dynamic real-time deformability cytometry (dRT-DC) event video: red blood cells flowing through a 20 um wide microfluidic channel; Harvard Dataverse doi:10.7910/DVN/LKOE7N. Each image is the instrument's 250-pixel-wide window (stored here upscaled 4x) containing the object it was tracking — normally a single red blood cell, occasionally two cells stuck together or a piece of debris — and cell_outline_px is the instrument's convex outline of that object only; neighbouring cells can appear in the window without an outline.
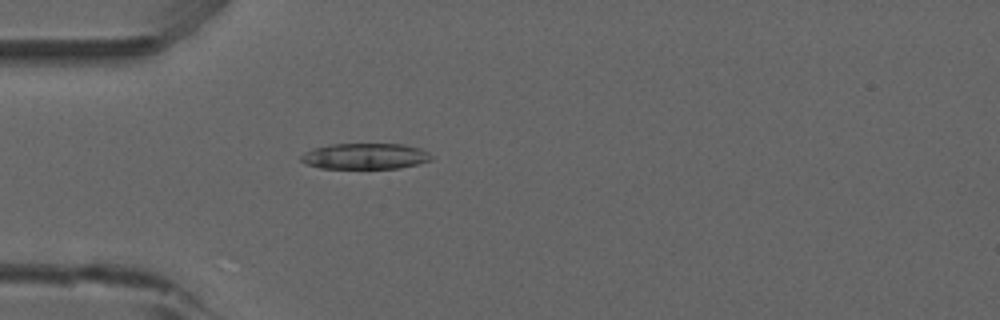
{"species": "common noctule bat (a hibernating species)", "species_latin": "Nyctalus noctula", "temperature_condition": "room temperature", "stored_images_in_passage": 52, "camera_frame_rate_fps": 3000, "um_per_image_px": 0.085, "animal": {"sex": "male", "forearm_length_mm": 52.5}, "frame": {"image": 1, "passage_image": 15, "time_ms": 4.667, "image_size_px": [1000, 320], "cell_outline_px": [[432, 160], [400, 168], [320, 168], [304, 164], [300, 160], [300, 156], [304, 152], [312, 148], [332, 144], [404, 144], [420, 148], [428, 152], [432, 156]], "centroid_in_image_um": [31.0, 13.27], "position_along_channel_um": 54.0, "area_um2": 19.77}}
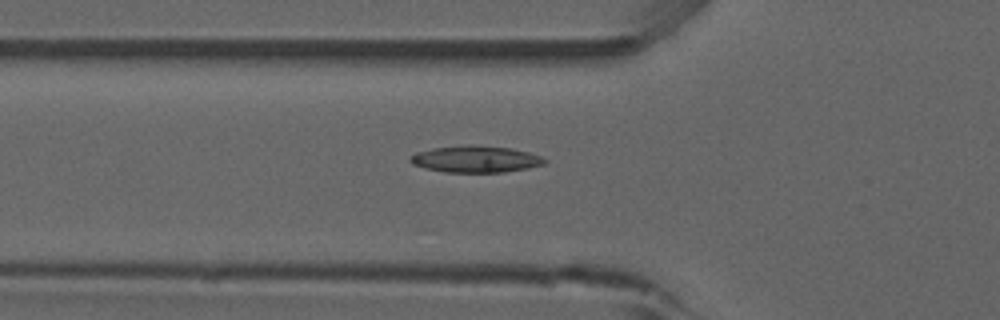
{"frame": {"image": 2, "passage_image": 18, "time_ms": 5.667, "image_size_px": [1000, 320], "cell_outline_px": [[548, 160], [544, 164], [528, 168], [504, 172], [444, 172], [424, 168], [412, 164], [408, 160], [416, 152], [432, 148], [468, 144], [476, 144], [512, 148], [528, 152], [540, 156]], "centroid_in_image_um": [40.42, 13.51], "position_along_channel_um": 85.4, "area_um2": 21.1}}
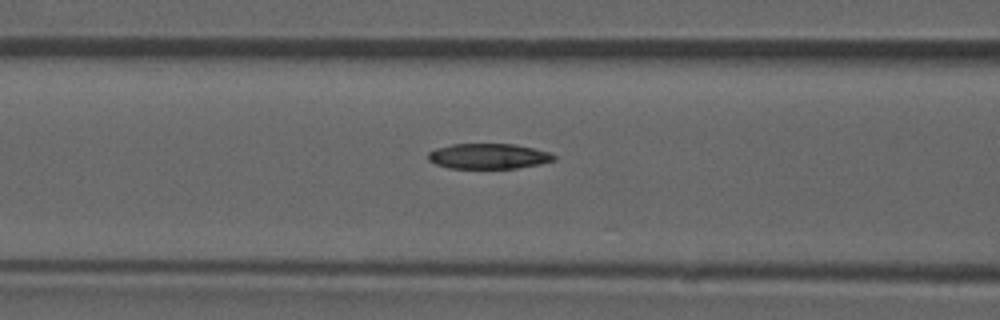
{"frame": {"image": 3, "passage_image": 21, "time_ms": 6.667, "image_size_px": [1000, 320], "cell_outline_px": [[556, 160], [540, 164], [516, 168], [448, 168], [436, 164], [428, 160], [428, 152], [436, 148], [452, 144], [516, 144], [548, 152], [556, 156]], "centroid_in_image_um": [41.51, 13.28], "position_along_channel_um": 125.1, "area_um2": 18.55}}